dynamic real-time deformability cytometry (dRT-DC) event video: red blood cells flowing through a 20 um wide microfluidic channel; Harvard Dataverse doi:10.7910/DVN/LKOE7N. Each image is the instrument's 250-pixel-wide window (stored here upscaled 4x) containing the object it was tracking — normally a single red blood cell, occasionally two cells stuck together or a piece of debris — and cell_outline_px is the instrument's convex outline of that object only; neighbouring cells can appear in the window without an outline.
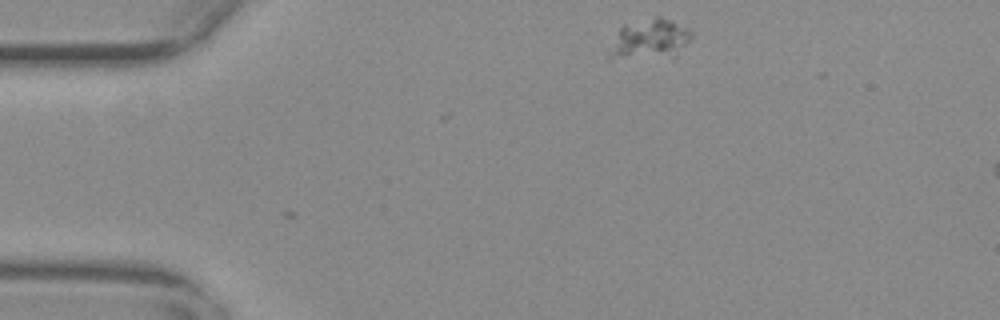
{"species": "common noctule bat (a hibernating species)", "species_latin": "Nyctalus noctula", "temperature_condition": "warm", "stored_images_in_passage": 5, "camera_frame_rate_fps": 3000, "um_per_image_px": 0.085, "animal": {"sex": "female", "body_mass_g": 29.2, "forearm_length_mm": 56.3}, "frame": {"image": 1, "passage_image": 1, "time_ms": 0.0, "image_size_px": [1000, 320], "cell_outline_px": [[692, 36], [676, 56], [672, 60], [608, 60], [608, 52], [620, 28], [624, 24], [656, 16], [660, 16], [672, 20], [688, 28], [692, 32]], "centroid_in_image_um": [55.21, 3.41], "position_along_channel_um": 29.8, "area_um2": 20.23}}